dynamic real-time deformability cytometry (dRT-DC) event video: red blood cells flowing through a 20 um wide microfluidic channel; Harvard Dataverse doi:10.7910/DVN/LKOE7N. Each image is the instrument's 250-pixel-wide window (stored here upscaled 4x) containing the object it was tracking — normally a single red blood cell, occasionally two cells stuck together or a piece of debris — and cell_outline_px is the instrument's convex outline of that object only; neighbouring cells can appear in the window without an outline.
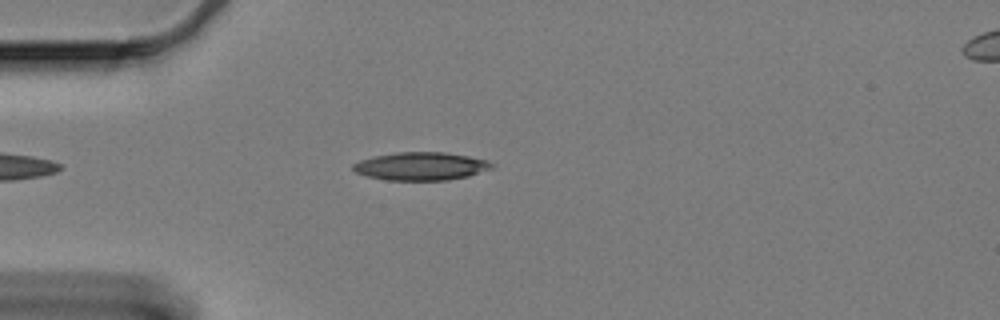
{"species": "Egyptian fruit bat (a non-hibernating species)", "species_latin": "Rousettus aegyptiacus", "temperature_condition": "cold", "stored_images_in_passage": 40, "camera_frame_rate_fps": 3000, "um_per_image_px": 0.085, "animal": {"sex": "female"}, "frame": {"image": 1, "passage_image": 5, "time_ms": 1.333, "image_size_px": [1000, 320], "cell_outline_px": [[492, 168], [468, 176], [448, 180], [388, 180], [368, 176], [356, 172], [352, 168], [352, 164], [360, 160], [376, 156], [396, 152], [444, 152], [468, 156], [488, 160], [492, 164]], "centroid_in_image_um": [35.78, 14.12], "position_along_channel_um": 49.2, "area_um2": 22.48}}
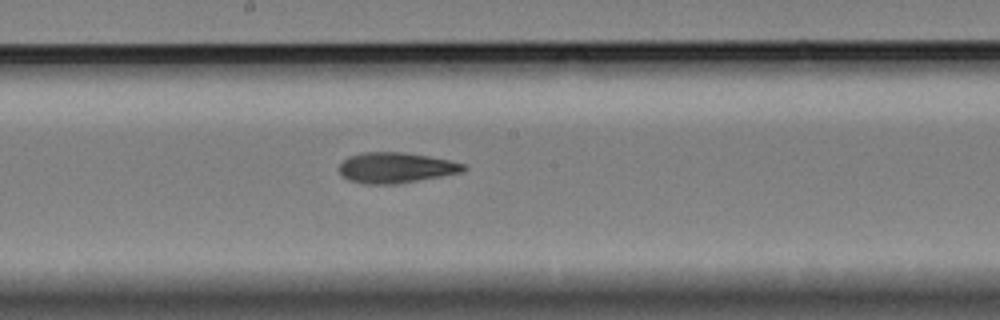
{"frame": {"image": 2, "passage_image": 21, "time_ms": 6.667, "image_size_px": [1000, 320], "cell_outline_px": [[468, 168], [464, 172], [396, 184], [364, 184], [348, 180], [340, 176], [336, 168], [348, 156], [364, 152], [404, 152], [428, 156], [448, 160], [464, 164]], "centroid_in_image_um": [33.6, 14.26], "position_along_channel_um": 214.6, "area_um2": 22.37}}
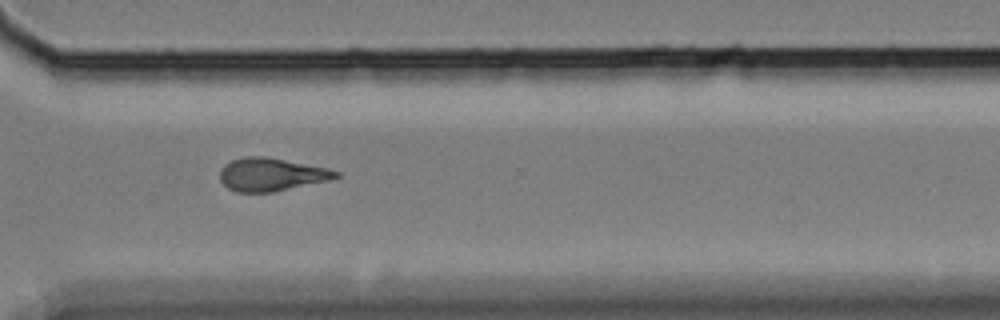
{"frame": {"image": 3, "passage_image": 33, "time_ms": 10.667, "image_size_px": [1000, 320], "cell_outline_px": [[340, 176], [328, 180], [272, 192], [236, 192], [228, 188], [220, 180], [220, 168], [224, 164], [232, 160], [244, 156], [264, 156], [324, 168], [340, 172]], "centroid_in_image_um": [22.99, 14.83], "position_along_channel_um": 347.6, "area_um2": 21.96}, "authors_computed_cell_mechanics": {"area_um2": 22.1952, "velocity_mm_per_s": 3.3371, "shape_relaxation_time_tau1_ms": null, "shape_relaxation_time_tau2_ms": 6.2217, "deformation_change_tau1": null, "deformation_change_tau2": 0.1586}}